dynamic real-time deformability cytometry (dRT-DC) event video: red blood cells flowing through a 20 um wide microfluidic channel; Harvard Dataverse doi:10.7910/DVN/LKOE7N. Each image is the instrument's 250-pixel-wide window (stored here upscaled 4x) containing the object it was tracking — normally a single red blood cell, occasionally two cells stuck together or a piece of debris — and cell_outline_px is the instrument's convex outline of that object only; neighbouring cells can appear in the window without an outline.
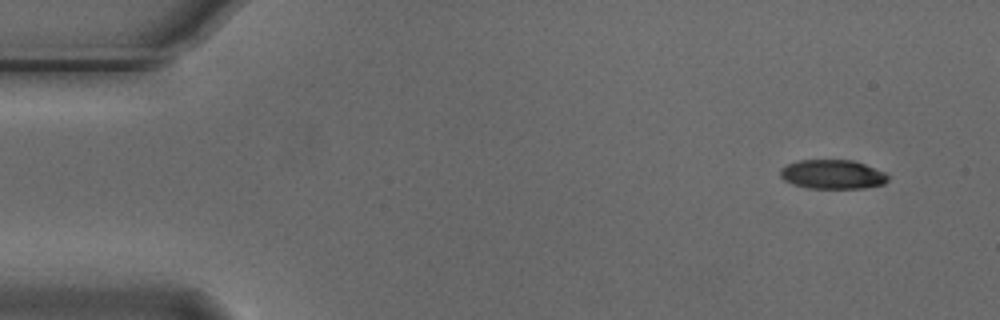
{"species": "Egyptian fruit bat (a non-hibernating species)", "species_latin": "Rousettus aegyptiacus", "temperature_condition": "cold", "stored_images_in_passage": 7, "camera_frame_rate_fps": 3000, "um_per_image_px": 0.085, "animal": {"sex": "male"}, "frame": {"image": 1, "passage_image": 1, "time_ms": 0.0, "image_size_px": [1000, 320], "cell_outline_px": [[888, 180], [884, 184], [864, 188], [808, 188], [784, 180], [780, 176], [780, 168], [788, 164], [800, 160], [852, 160], [864, 164], [884, 172], [888, 176]], "centroid_in_image_um": [70.77, 14.82], "position_along_channel_um": 14.2, "area_um2": 18.15}}
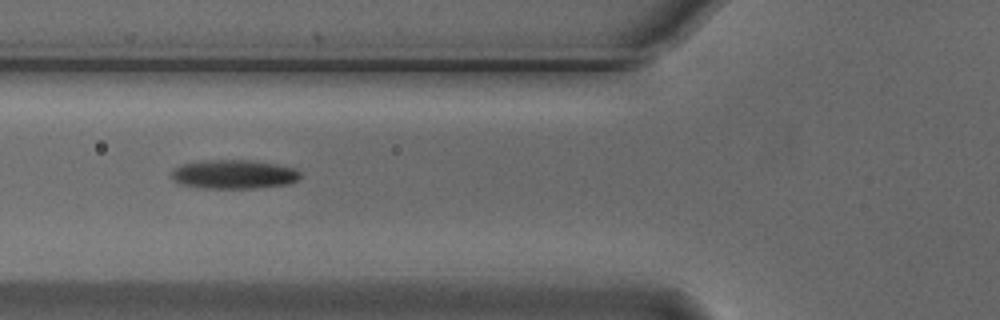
{"frame": {"image": 2, "passage_image": 5, "time_ms": 1.333, "image_size_px": [1000, 320], "cell_outline_px": [[300, 176], [296, 180], [288, 184], [252, 188], [204, 188], [180, 184], [172, 180], [172, 168], [180, 164], [204, 160], [248, 160], [276, 164], [296, 168], [300, 172]], "centroid_in_image_um": [19.83, 14.81], "position_along_channel_um": 106.0, "area_um2": 21.79}}
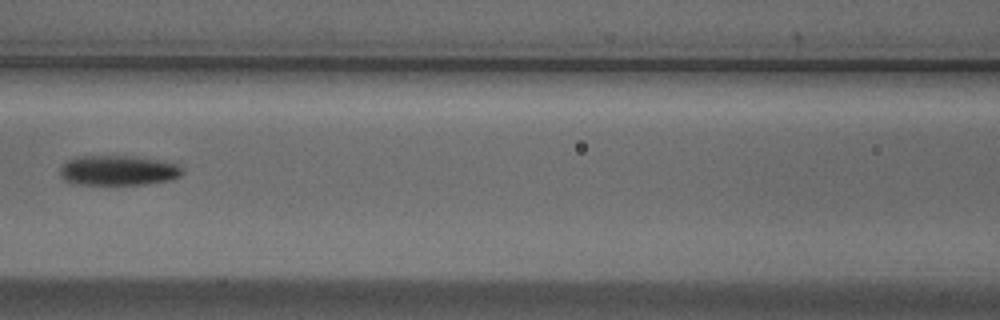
{"frame": {"image": 3, "passage_image": 6, "time_ms": 1.667, "image_size_px": [1000, 320], "cell_outline_px": [[184, 172], [180, 176], [168, 180], [144, 184], [72, 184], [64, 180], [60, 176], [60, 168], [68, 160], [76, 156], [132, 156], [156, 160], [176, 164]], "centroid_in_image_um": [9.98, 14.49], "position_along_channel_um": 156.6, "area_um2": 21.15}}